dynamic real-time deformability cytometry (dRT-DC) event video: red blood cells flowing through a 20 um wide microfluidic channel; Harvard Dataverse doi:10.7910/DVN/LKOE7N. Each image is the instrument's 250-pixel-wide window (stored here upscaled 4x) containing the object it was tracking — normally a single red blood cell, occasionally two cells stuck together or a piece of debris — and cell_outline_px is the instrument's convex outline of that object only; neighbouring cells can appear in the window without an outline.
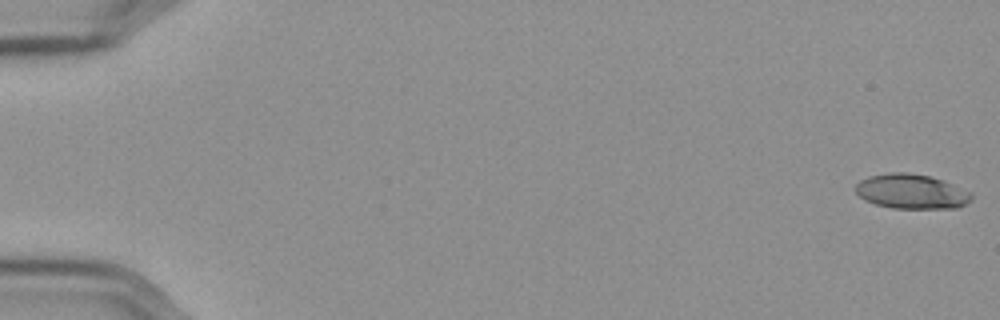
{"species": "Egyptian fruit bat (a non-hibernating species)", "species_latin": "Rousettus aegyptiacus", "temperature_condition": "cold", "stored_images_in_passage": 57, "camera_frame_rate_fps": 3000, "um_per_image_px": 0.085, "frame": {"image": 1, "passage_image": 1, "time_ms": 0.0, "image_size_px": [1000, 320], "cell_outline_px": [[972, 200], [956, 208], [892, 208], [876, 204], [864, 200], [856, 192], [856, 184], [860, 180], [868, 176], [888, 172], [908, 172], [928, 176], [944, 180], [972, 192]], "centroid_in_image_um": [77.48, 16.27], "position_along_channel_um": 7.5, "area_um2": 23.52}}
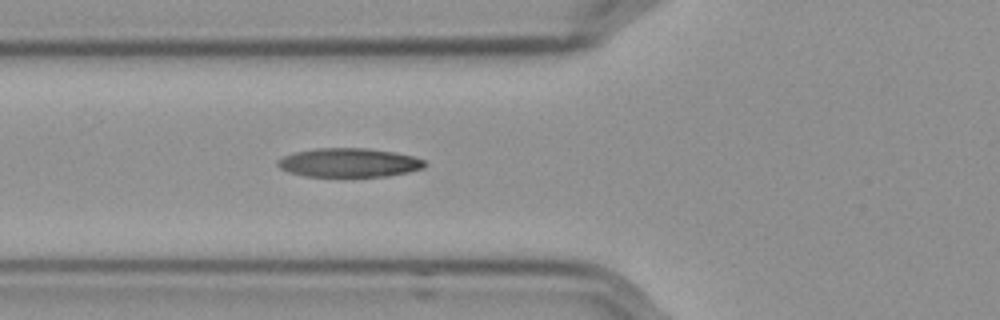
{"frame": {"image": 2, "passage_image": 22, "time_ms": 7.0, "image_size_px": [1000, 320], "cell_outline_px": [[428, 164], [424, 168], [408, 172], [388, 176], [344, 180], [304, 176], [288, 172], [280, 168], [276, 164], [276, 160], [284, 156], [296, 152], [316, 148], [364, 148], [392, 152], [412, 156], [424, 160]], "centroid_in_image_um": [29.64, 13.89], "position_along_channel_um": 96.2, "area_um2": 25.89}}
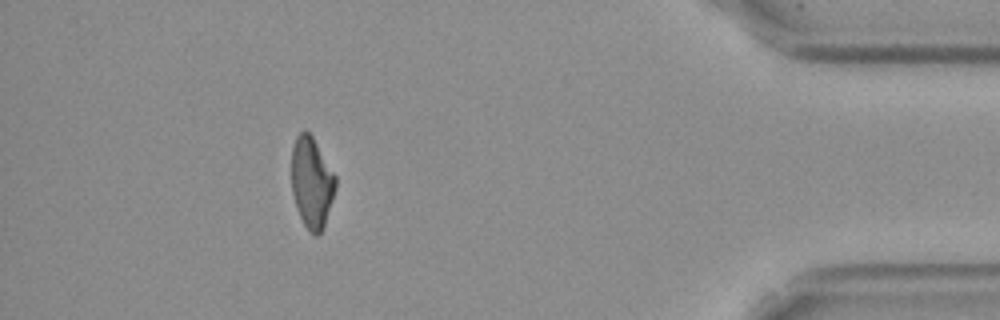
{"frame": {"image": 3, "passage_image": 52, "time_ms": 17.0, "image_size_px": [1000, 320], "cell_outline_px": [[336, 188], [324, 224], [320, 232], [316, 236], [304, 224], [300, 216], [292, 192], [292, 148], [296, 136], [304, 128], [312, 136], [336, 176]], "centroid_in_image_um": [26.49, 15.46], "position_along_channel_um": 408.7, "area_um2": 22.89}, "authors_computed_cell_mechanics": {"area_um2": 24.0448, "velocity_mm_per_s": 3.5872, "shape_relaxation_time_tau1_ms": 7.7425, "shape_relaxation_time_tau2_ms": 3.2875, "deformation_change_tau1": 0.1969, "deformation_change_tau2": 0.1013}}